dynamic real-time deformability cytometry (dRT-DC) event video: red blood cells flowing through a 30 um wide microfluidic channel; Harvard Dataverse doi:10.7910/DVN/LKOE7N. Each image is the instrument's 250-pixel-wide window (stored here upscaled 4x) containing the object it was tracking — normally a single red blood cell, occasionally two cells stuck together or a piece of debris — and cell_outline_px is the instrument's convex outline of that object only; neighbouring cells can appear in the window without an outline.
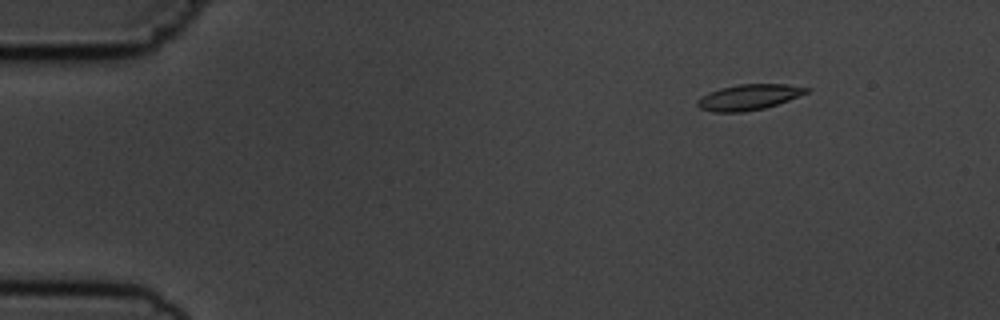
{"species": "common noctule bat (a hibernating species)", "species_latin": "Nyctalus noctula", "temperature_condition": "cold", "stored_images_in_passage": 5, "camera_frame_rate_fps": 3000, "um_per_image_px": 0.085, "animal": {"sex": "male", "body_mass_g": 19.5, "forearm_length_mm": 54.6}, "frame": {"image": 1, "passage_image": 2, "time_ms": 1.333, "image_size_px": [1000, 320], "cell_outline_px": [[812, 88], [808, 92], [788, 100], [764, 108], [744, 112], [712, 112], [700, 108], [696, 104], [696, 100], [700, 96], [708, 92], [720, 88], [740, 84], [788, 84]], "centroid_in_image_um": [63.61, 8.25], "position_along_channel_um": 21.4, "area_um2": 16.36}}
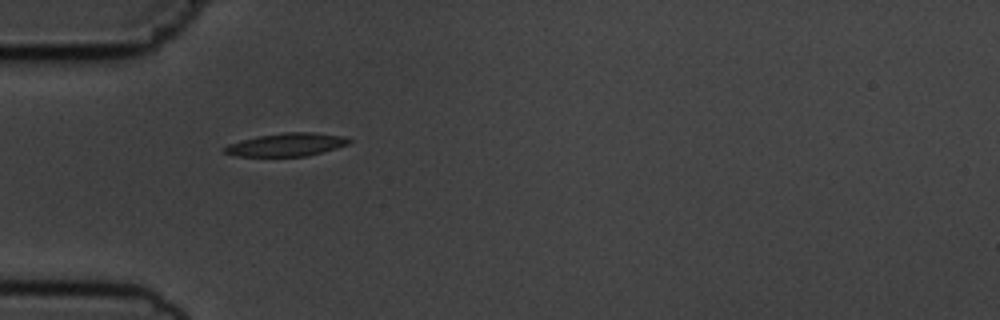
{"frame": {"image": 2, "passage_image": 5, "time_ms": 4.667, "image_size_px": [1000, 320], "cell_outline_px": [[352, 140], [348, 144], [336, 148], [308, 156], [236, 156], [224, 152], [220, 148], [228, 144], [240, 140], [256, 136], [284, 132], [312, 132], [344, 136]], "centroid_in_image_um": [24.32, 12.29], "position_along_channel_um": 60.7, "area_um2": 16.88}}